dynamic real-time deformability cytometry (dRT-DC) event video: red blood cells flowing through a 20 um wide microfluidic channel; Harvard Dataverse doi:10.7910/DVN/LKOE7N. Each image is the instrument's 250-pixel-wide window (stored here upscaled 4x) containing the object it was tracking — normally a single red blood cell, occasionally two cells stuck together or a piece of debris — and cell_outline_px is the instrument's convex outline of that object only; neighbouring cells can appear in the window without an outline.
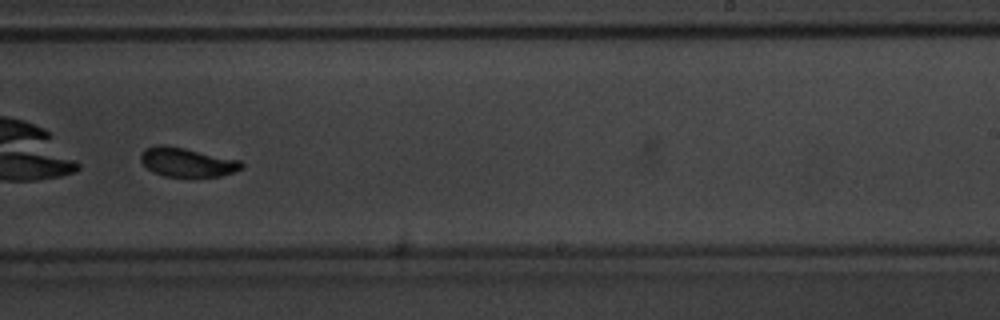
{"species": "common noctule bat (a hibernating species)", "species_latin": "Nyctalus noctula", "temperature_condition": "warm", "stored_images_in_passage": 42, "camera_frame_rate_fps": 3000, "um_per_image_px": 0.085, "animal": {"sex": "male", "body_mass_g": 20.1, "forearm_length_mm": 53.5}, "frame": {"image": 1, "passage_image": 24, "time_ms": 7.667, "image_size_px": [1000, 320], "cell_outline_px": [[244, 168], [220, 176], [164, 176], [152, 172], [140, 160], [140, 156], [144, 148], [156, 144], [164, 144], [184, 148], [240, 160], [244, 164]], "centroid_in_image_um": [15.87, 13.77], "position_along_channel_um": 273.1, "area_um2": 17.05}, "authors_computed_cell_mechanics": {"area_um2": 18.0625, "velocity_mm_per_s": 3.779, "shape_relaxation_time_tau1_ms": 2.7303, "shape_relaxation_time_tau2_ms": 2.3547, "deformation_change_tau1": 0.1578, "deformation_change_tau2": 0.0598}}